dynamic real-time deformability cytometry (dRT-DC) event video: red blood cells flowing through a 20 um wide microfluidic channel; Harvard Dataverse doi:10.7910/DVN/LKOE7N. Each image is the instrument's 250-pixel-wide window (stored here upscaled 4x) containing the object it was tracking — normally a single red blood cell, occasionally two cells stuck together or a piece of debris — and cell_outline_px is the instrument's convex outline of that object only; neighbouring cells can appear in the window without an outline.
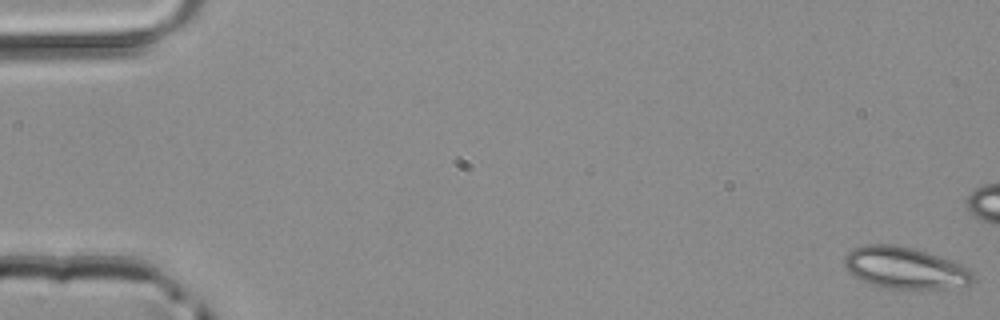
{"species": "common noctule bat (a hibernating species)", "species_latin": "Nyctalus noctula", "temperature_condition": "room temperature", "stored_images_in_passage": 52, "camera_frame_rate_fps": 3000, "um_per_image_px": 0.085, "animal": {"sex": "male", "body_mass_g": 20.4}, "frame": {"image": 1, "passage_image": 1, "time_ms": 0.0, "image_size_px": [1000, 320], "cell_outline_px": [[972, 280], [968, 284], [944, 288], [880, 288], [848, 272], [844, 264], [844, 256], [852, 248], [864, 244], [896, 244], [916, 248], [952, 260], [968, 268], [972, 272]], "centroid_in_image_um": [76.88, 22.74], "position_along_channel_um": 8.1, "area_um2": 31.15}}
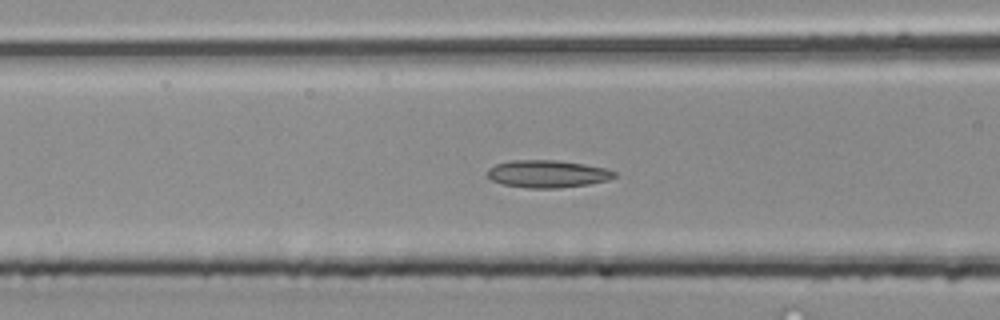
{"frame": {"image": 2, "passage_image": 21, "time_ms": 6.667, "image_size_px": [1000, 320], "cell_outline_px": [[616, 176], [608, 180], [588, 184], [556, 188], [524, 188], [504, 184], [492, 180], [488, 176], [488, 168], [496, 164], [508, 160], [556, 160], [584, 164], [608, 168], [616, 172]], "centroid_in_image_um": [46.54, 14.77], "position_along_channel_um": 120.1, "area_um2": 20.35}}
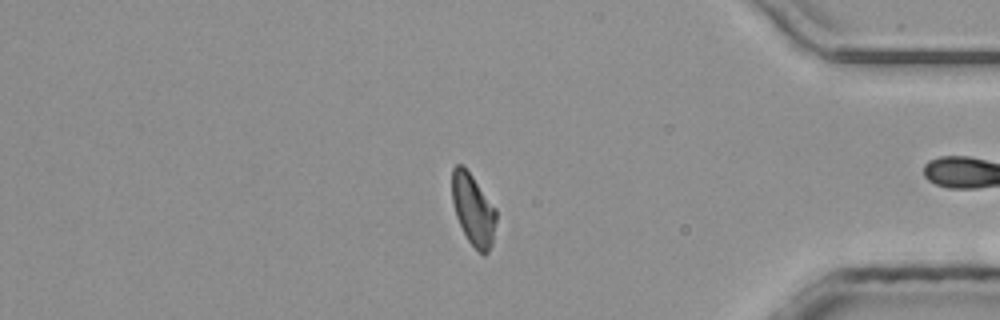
{"frame": {"image": 3, "passage_image": 43, "time_ms": 14.0, "image_size_px": [1000, 320], "cell_outline_px": [[496, 220], [492, 244], [488, 252], [484, 256], [468, 240], [456, 216], [452, 200], [452, 168], [456, 164], [464, 164], [496, 208]], "centroid_in_image_um": [40.22, 17.77], "position_along_channel_um": 395.0, "area_um2": 18.38}}